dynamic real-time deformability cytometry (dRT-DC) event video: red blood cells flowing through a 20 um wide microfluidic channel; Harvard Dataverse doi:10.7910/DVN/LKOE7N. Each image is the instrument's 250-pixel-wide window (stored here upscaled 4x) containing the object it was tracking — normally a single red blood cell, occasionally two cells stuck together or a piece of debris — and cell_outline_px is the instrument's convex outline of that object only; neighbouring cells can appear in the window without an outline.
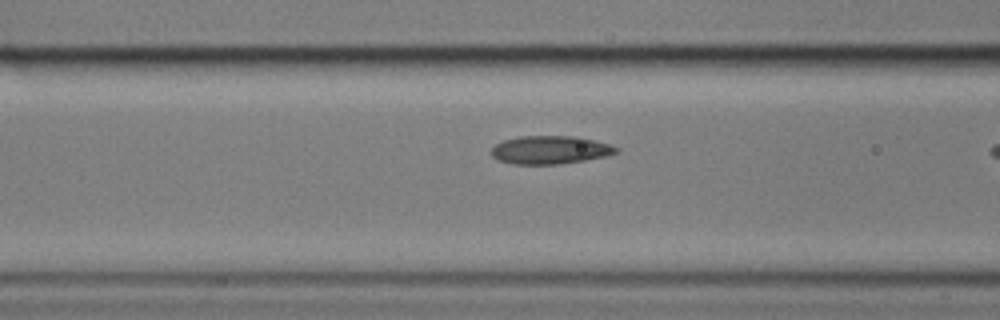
{"species": "common noctule bat (a hibernating species)", "species_latin": "Nyctalus noctula", "temperature_condition": "cold", "stored_images_in_passage": 17, "camera_frame_rate_fps": 3000, "um_per_image_px": 0.085, "animal": {"sex": "male", "body_mass_g": 17.9}, "frame": {"image": 1, "passage_image": 15, "time_ms": 4.667, "image_size_px": [1000, 320], "cell_outline_px": [[620, 152], [608, 156], [560, 164], [512, 164], [496, 160], [492, 156], [492, 148], [496, 144], [504, 140], [520, 136], [576, 136], [608, 144], [620, 148]], "centroid_in_image_um": [46.77, 12.75], "position_along_channel_um": 119.8, "area_um2": 20.58}}